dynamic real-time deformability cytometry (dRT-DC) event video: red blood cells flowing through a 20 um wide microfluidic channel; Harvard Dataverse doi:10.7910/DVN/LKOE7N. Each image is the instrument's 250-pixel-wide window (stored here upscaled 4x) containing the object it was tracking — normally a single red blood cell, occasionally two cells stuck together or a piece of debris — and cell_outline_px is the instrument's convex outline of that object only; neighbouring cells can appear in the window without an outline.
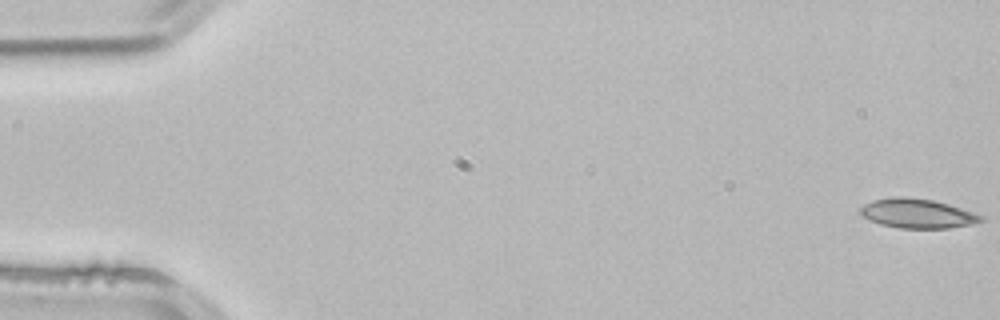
{"species": "common noctule bat (a hibernating species)", "species_latin": "Nyctalus noctula", "temperature_condition": "room temperature", "stored_images_in_passage": 4, "camera_frame_rate_fps": 3000, "um_per_image_px": 0.085, "animal": {"sex": "male", "body_mass_g": 21.5, "forearm_length_mm": 52.0}, "frame": {"image": 1, "passage_image": 1, "time_ms": 0.0, "image_size_px": [1000, 320], "cell_outline_px": [[984, 220], [972, 224], [948, 228], [900, 228], [880, 224], [868, 220], [860, 212], [860, 208], [864, 204], [872, 200], [896, 196], [904, 196], [932, 200], [948, 204], [984, 216]], "centroid_in_image_um": [77.96, 18.14], "position_along_channel_um": 7.0, "area_um2": 20.58}}